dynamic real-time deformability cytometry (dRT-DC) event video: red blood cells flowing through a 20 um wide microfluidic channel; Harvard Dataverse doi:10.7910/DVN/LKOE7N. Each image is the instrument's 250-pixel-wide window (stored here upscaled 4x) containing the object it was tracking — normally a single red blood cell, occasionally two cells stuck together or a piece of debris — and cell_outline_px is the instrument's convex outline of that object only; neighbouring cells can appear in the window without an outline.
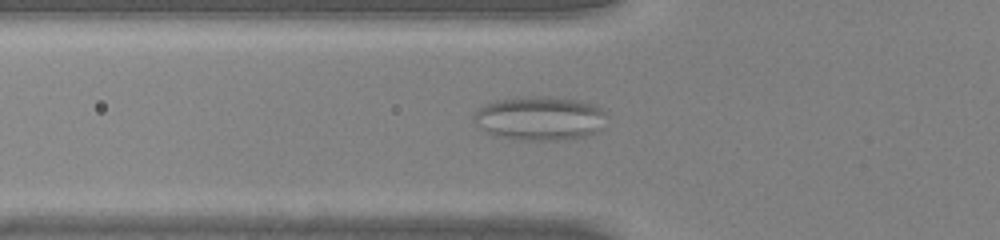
{"species": "common noctule bat (a hibernating species)", "species_latin": "Nyctalus noctula", "temperature_condition": "warm", "stored_images_in_passage": 49, "camera_frame_rate_fps": 3000, "um_per_image_px": 0.085, "animal": {"sex": "male", "body_mass_g": 20.0, "forearm_length_mm": 53.3}, "frame": {"image": 1, "passage_image": 18, "time_ms": 5.667, "image_size_px": [1000, 240], "cell_outline_px": [[604, 112], [600, 132], [588, 136], [564, 140], [520, 140], [492, 136], [484, 132], [472, 120], [472, 116], [484, 104], [496, 100], [528, 96], [544, 96], [580, 100], [592, 104], [600, 108]], "centroid_in_image_um": [45.83, 10.07], "position_along_channel_um": 80.0, "area_um2": 34.39}}
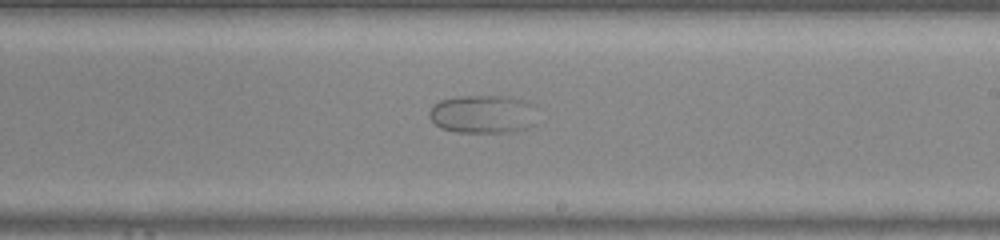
{"frame": {"image": 2, "passage_image": 30, "time_ms": 9.667, "image_size_px": [1000, 240], "cell_outline_px": [[532, 124], [528, 128], [508, 132], [456, 132], [440, 128], [428, 116], [428, 112], [432, 104], [440, 100], [460, 96], [500, 96], [524, 100], [532, 104]], "centroid_in_image_um": [40.95, 9.7], "position_along_channel_um": 248.1, "area_um2": 23.81}}
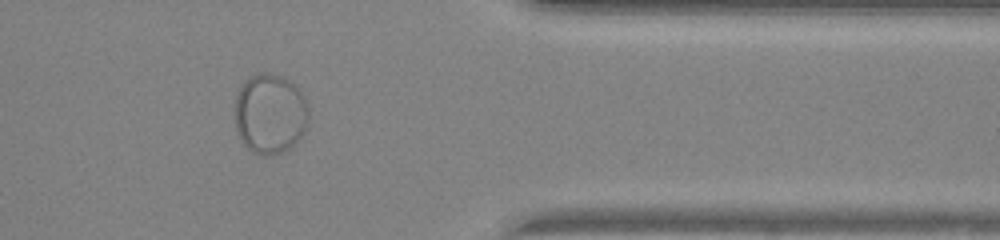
{"frame": {"image": 3, "passage_image": 41, "time_ms": 13.333, "image_size_px": [1000, 240], "cell_outline_px": [[308, 116], [304, 128], [300, 136], [288, 152], [272, 156], [264, 156], [252, 152], [244, 144], [236, 132], [236, 96], [240, 84], [244, 80], [260, 72], [264, 72], [280, 76], [288, 80], [300, 88], [304, 96], [308, 108]], "centroid_in_image_um": [22.94, 9.69], "position_along_channel_um": 388.5, "area_um2": 34.74}}